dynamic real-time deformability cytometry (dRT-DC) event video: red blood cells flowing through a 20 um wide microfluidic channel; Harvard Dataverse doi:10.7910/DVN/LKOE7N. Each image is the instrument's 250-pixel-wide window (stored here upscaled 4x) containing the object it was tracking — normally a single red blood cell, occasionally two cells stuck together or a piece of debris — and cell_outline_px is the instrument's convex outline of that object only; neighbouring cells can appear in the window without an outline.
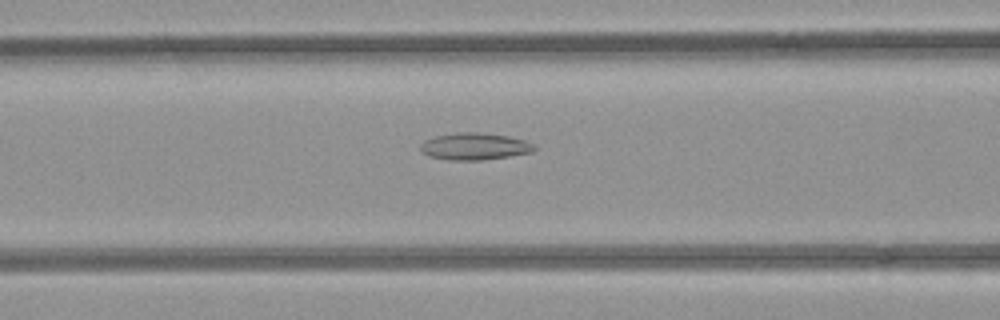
{"species": "common noctule bat (a hibernating species)", "species_latin": "Nyctalus noctula", "temperature_condition": "room temperature", "stored_images_in_passage": 34, "camera_frame_rate_fps": 3000, "um_per_image_px": 0.085, "animal": {"sex": "female", "body_mass_g": 21.9}, "frame": {"image": 1, "passage_image": 8, "time_ms": 2.333, "image_size_px": [1000, 320], "cell_outline_px": [[536, 148], [532, 152], [484, 160], [448, 160], [428, 156], [420, 148], [420, 144], [424, 140], [436, 136], [456, 132], [476, 132], [508, 136], [524, 140], [532, 144]], "centroid_in_image_um": [40.31, 12.44], "position_along_channel_um": 126.3, "area_um2": 17.8}}
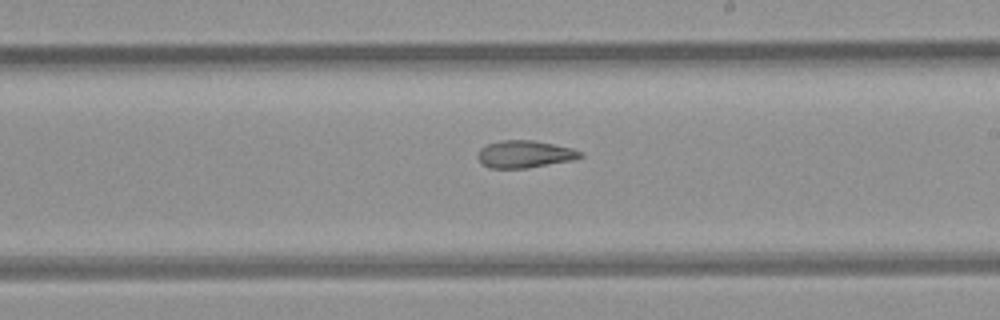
{"frame": {"image": 2, "passage_image": 17, "time_ms": 5.333, "image_size_px": [1000, 320], "cell_outline_px": [[584, 156], [572, 160], [528, 168], [488, 168], [476, 156], [480, 148], [488, 144], [500, 140], [532, 140], [572, 148], [580, 152]], "centroid_in_image_um": [44.57, 13.1], "position_along_channel_um": 244.4, "area_um2": 16.18}}
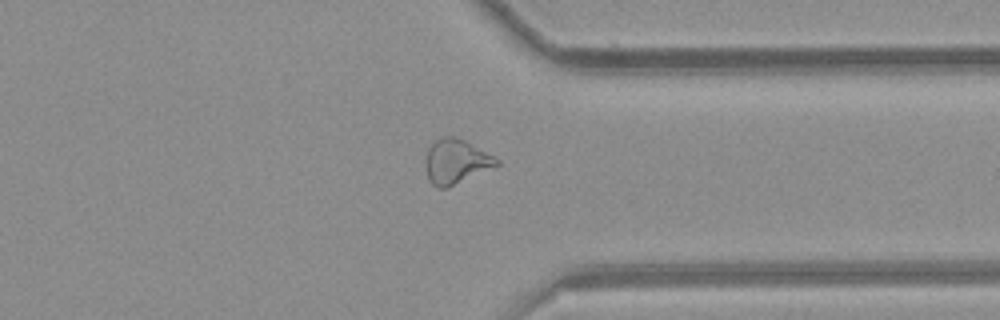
{"frame": {"image": 3, "passage_image": 27, "time_ms": 8.667, "image_size_px": [1000, 320], "cell_outline_px": [[500, 164], [448, 188], [436, 188], [428, 180], [424, 164], [424, 160], [428, 148], [436, 140], [444, 136], [452, 136], [464, 140], [500, 160]], "centroid_in_image_um": [38.71, 13.75], "position_along_channel_um": 372.7, "area_um2": 18.44}}